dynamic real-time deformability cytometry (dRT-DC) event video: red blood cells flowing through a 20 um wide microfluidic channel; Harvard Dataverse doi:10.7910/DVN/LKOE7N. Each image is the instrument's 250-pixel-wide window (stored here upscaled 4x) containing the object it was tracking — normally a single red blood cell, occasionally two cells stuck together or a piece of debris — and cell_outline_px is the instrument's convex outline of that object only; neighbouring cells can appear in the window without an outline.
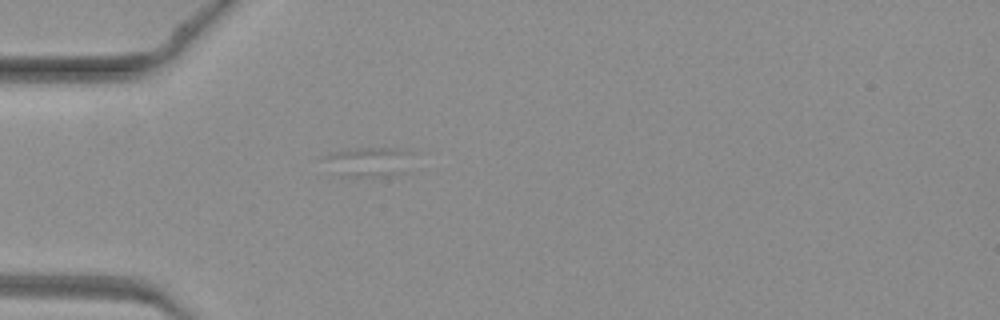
{"species": "common noctule bat (a hibernating species)", "species_latin": "Nyctalus noctula", "temperature_condition": "warm", "stored_images_in_passage": 15, "camera_frame_rate_fps": 3000, "um_per_image_px": 0.085, "animal": {"sex": "female", "body_mass_g": 19.3, "forearm_length_mm": 54.1}, "frame": {"image": 1, "passage_image": 15, "time_ms": 4.667, "image_size_px": [1000, 320], "cell_outline_px": [[412, 152], [400, 172], [388, 176], [348, 176], [324, 156], [336, 152], [356, 148], [400, 148]], "centroid_in_image_um": [31.47, 13.71], "position_along_channel_um": 53.5, "area_um2": 13.7}}